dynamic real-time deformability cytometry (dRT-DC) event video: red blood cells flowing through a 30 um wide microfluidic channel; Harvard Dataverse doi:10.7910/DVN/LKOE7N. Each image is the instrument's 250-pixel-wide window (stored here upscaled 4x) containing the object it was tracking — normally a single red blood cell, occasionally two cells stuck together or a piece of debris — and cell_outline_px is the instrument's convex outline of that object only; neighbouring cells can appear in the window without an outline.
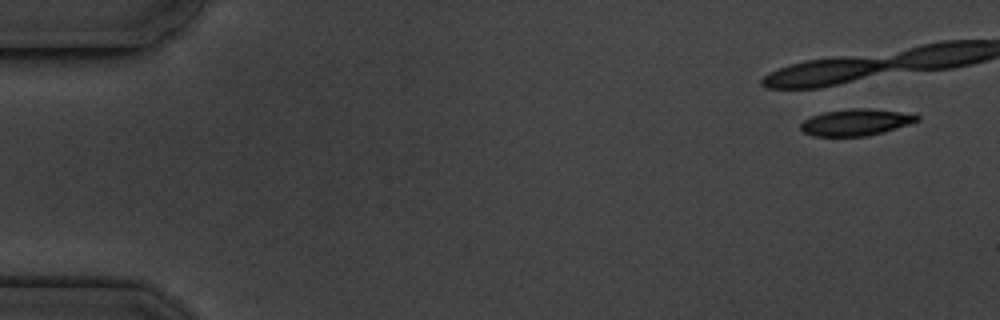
{"species": "common noctule bat (a hibernating species)", "species_latin": "Nyctalus noctula", "temperature_condition": "cold", "stored_images_in_passage": 8, "camera_frame_rate_fps": 3000, "um_per_image_px": 0.085, "animal": {"sex": "male", "body_mass_g": 19.5, "forearm_length_mm": 54.6}, "frame": {"image": 1, "passage_image": 1, "time_ms": 0.0, "image_size_px": [1000, 320], "cell_outline_px": [[920, 120], [884, 132], [868, 136], [812, 136], [804, 132], [800, 128], [800, 124], [804, 120], [812, 116], [824, 112], [852, 108], [872, 108], [916, 112], [920, 116]], "centroid_in_image_um": [72.84, 10.37], "position_along_channel_um": 12.2, "area_um2": 18.44}}